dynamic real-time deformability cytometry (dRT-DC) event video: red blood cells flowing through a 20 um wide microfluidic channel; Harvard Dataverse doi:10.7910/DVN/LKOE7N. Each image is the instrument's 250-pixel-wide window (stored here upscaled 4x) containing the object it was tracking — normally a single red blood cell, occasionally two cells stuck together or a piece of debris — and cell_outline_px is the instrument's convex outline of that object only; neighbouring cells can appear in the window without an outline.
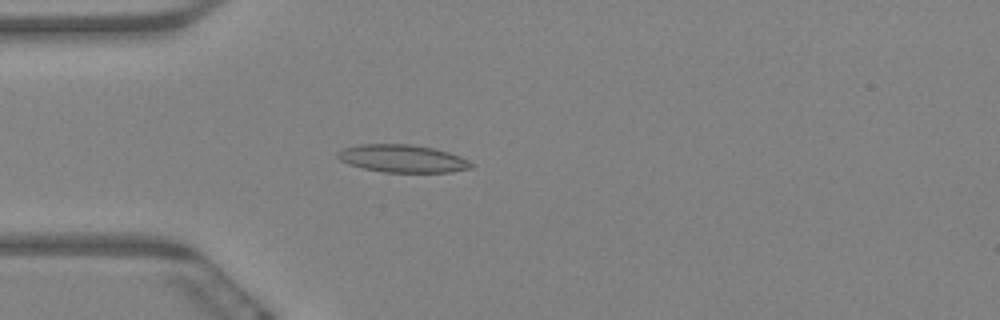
{"species": "Egyptian fruit bat (a non-hibernating species)", "species_latin": "Rousettus aegyptiacus", "temperature_condition": "warm", "stored_images_in_passage": 60, "camera_frame_rate_fps": 3000, "um_per_image_px": 0.085, "animal": {"sex": "female"}, "frame": {"image": 1, "passage_image": 17, "time_ms": 5.333, "image_size_px": [1000, 320], "cell_outline_px": [[476, 164], [472, 168], [452, 172], [384, 172], [364, 168], [348, 164], [340, 160], [336, 156], [336, 152], [344, 148], [360, 144], [408, 144], [432, 148], [448, 152], [460, 156]], "centroid_in_image_um": [34.23, 13.48], "position_along_channel_um": 50.8, "area_um2": 21.56}}
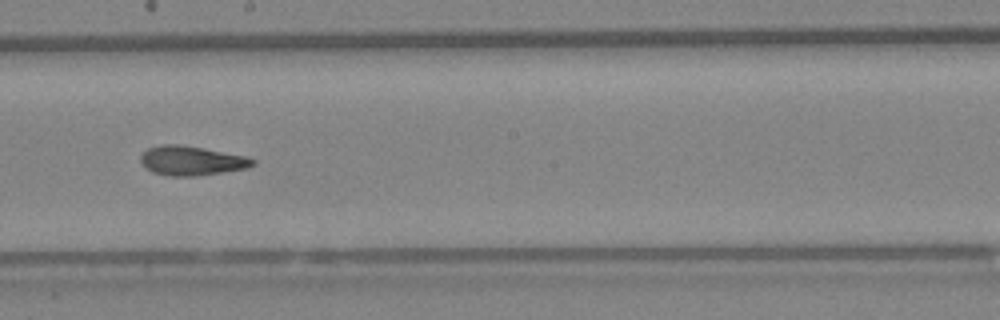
{"frame": {"image": 2, "passage_image": 34, "time_ms": 11.0, "image_size_px": [1000, 320], "cell_outline_px": [[256, 164], [248, 168], [196, 176], [168, 176], [152, 172], [144, 168], [140, 160], [140, 156], [148, 148], [160, 144], [180, 144], [204, 148], [244, 156], [256, 160]], "centroid_in_image_um": [16.25, 13.66], "position_along_channel_um": 231.9, "area_um2": 19.31}}
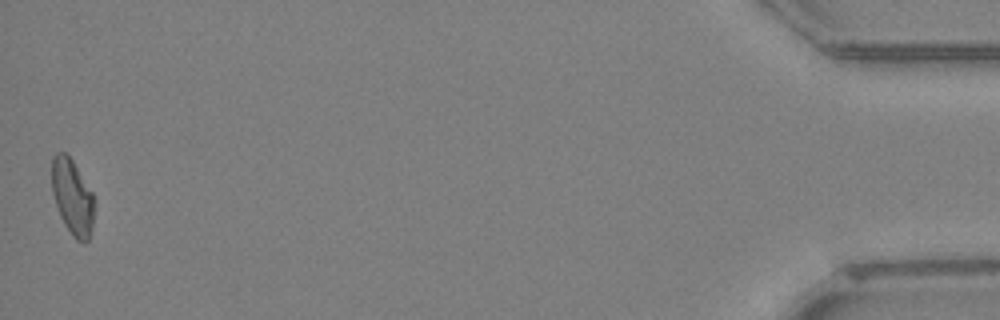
{"frame": {"image": 3, "passage_image": 60, "time_ms": 19.667, "image_size_px": [1000, 320], "cell_outline_px": [[96, 200], [92, 228], [88, 240], [84, 244], [76, 240], [72, 236], [64, 224], [60, 216], [52, 192], [52, 156], [56, 152], [68, 152], [92, 192]], "centroid_in_image_um": [6.17, 16.74], "position_along_channel_um": 429.0, "area_um2": 19.13}, "authors_computed_cell_mechanics": {"area_um2": 19.4208, "velocity_mm_per_s": 3.3832, "shape_relaxation_time_tau1_ms": null, "shape_relaxation_time_tau2_ms": 2.9666, "deformation_change_tau1": null, "deformation_change_tau2": 0.1116}}